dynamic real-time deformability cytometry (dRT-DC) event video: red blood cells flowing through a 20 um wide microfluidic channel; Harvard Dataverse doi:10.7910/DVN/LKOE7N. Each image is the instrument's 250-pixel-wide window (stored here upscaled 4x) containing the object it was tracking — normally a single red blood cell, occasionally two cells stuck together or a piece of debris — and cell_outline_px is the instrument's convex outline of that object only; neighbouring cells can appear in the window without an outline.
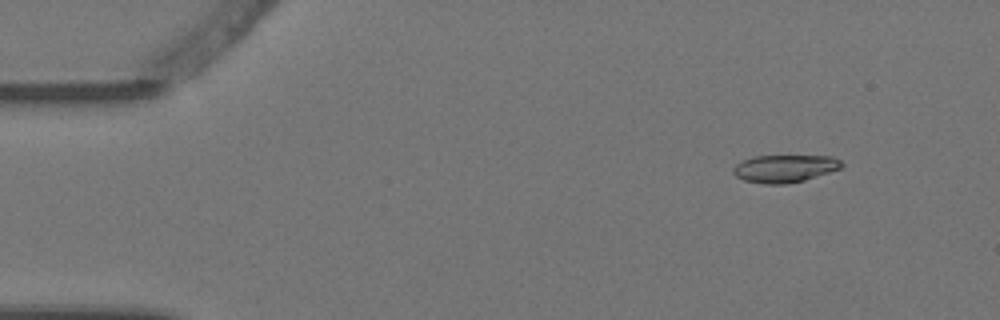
{"species": "Egyptian fruit bat (a non-hibernating species)", "species_latin": "Rousettus aegyptiacus", "temperature_condition": "warm", "stored_images_in_passage": 3, "camera_frame_rate_fps": 3000, "um_per_image_px": 0.085, "animal": {"sex": "female"}, "frame": {"image": 1, "passage_image": 1, "time_ms": 0.0, "image_size_px": [1000, 320], "cell_outline_px": [[844, 164], [840, 168], [804, 180], [788, 184], [764, 184], [744, 180], [736, 176], [732, 172], [732, 168], [736, 164], [744, 160], [756, 156], [832, 156], [840, 160]], "centroid_in_image_um": [66.68, 14.32], "position_along_channel_um": 18.3, "area_um2": 17.28}}
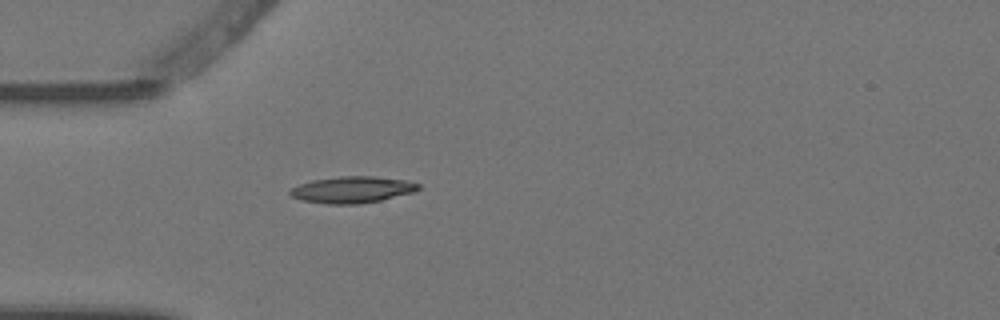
{"frame": {"image": 2, "passage_image": 3, "time_ms": 0.667, "image_size_px": [1000, 320], "cell_outline_px": [[420, 188], [416, 192], [380, 200], [356, 204], [328, 204], [304, 200], [292, 196], [288, 192], [292, 188], [300, 184], [312, 180], [340, 176], [372, 176], [408, 180], [420, 184]], "centroid_in_image_um": [29.99, 16.11], "position_along_channel_um": 55.0, "area_um2": 19.77}}